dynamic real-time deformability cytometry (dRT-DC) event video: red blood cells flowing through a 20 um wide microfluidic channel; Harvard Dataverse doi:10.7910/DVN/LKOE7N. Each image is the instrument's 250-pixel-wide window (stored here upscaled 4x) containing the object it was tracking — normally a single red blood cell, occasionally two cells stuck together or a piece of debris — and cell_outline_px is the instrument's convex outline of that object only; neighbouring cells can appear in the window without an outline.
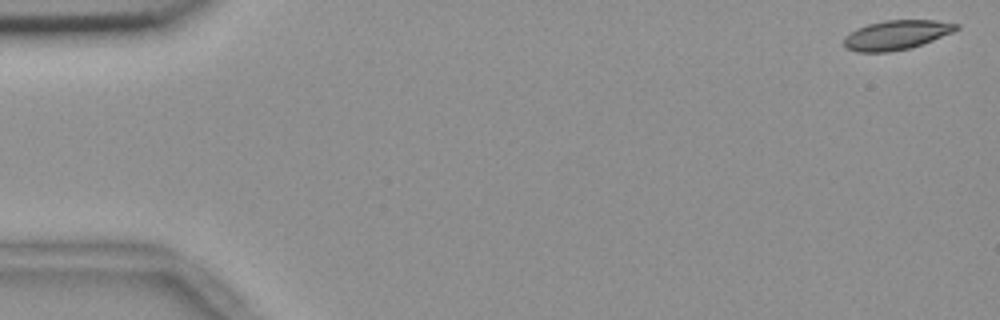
{"species": "common noctule bat (a hibernating species)", "species_latin": "Nyctalus noctula", "temperature_condition": "room temperature", "stored_images_in_passage": 9, "camera_frame_rate_fps": 3000, "um_per_image_px": 0.085, "animal": {"sex": "female", "body_mass_g": 18.4}, "frame": {"image": 1, "passage_image": 1, "time_ms": 0.0, "image_size_px": [1000, 320], "cell_outline_px": [[960, 28], [952, 32], [912, 48], [888, 52], [856, 52], [844, 48], [844, 36], [868, 24], [884, 20], [936, 20], [960, 24]], "centroid_in_image_um": [76.2, 2.98], "position_along_channel_um": 8.8, "area_um2": 19.25}}
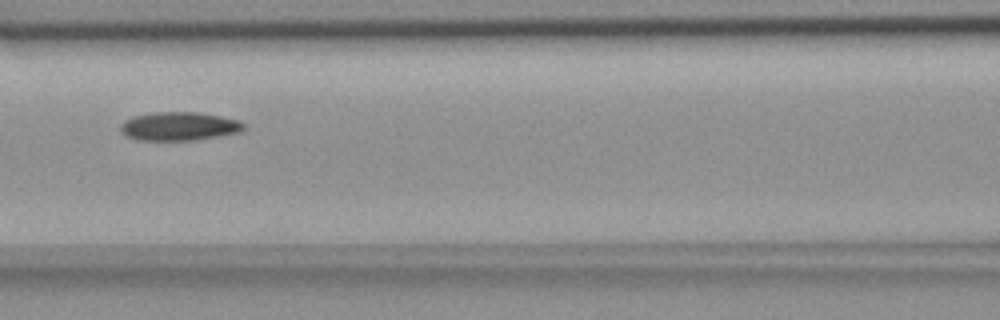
{"frame": {"image": 2, "passage_image": 7, "time_ms": 2.0, "image_size_px": [1000, 320], "cell_outline_px": [[244, 128], [240, 132], [192, 140], [136, 140], [124, 136], [120, 132], [120, 124], [124, 120], [132, 116], [156, 112], [200, 112], [240, 120], [244, 124]], "centroid_in_image_um": [15.17, 10.73], "position_along_channel_um": 151.4, "area_um2": 20.63}}
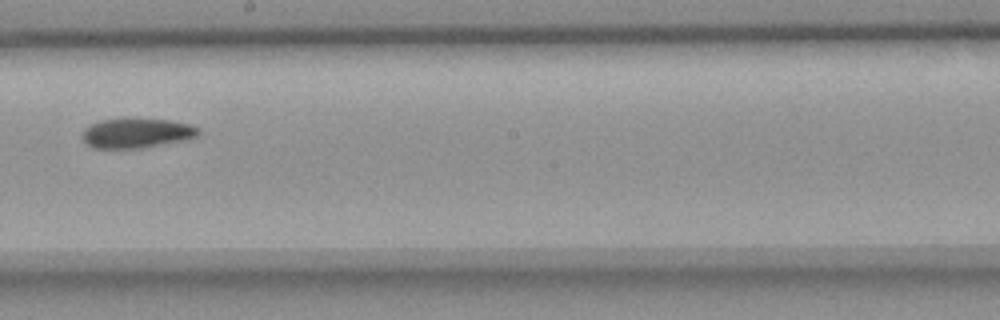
{"frame": {"image": 3, "passage_image": 9, "time_ms": 2.667, "image_size_px": [1000, 320], "cell_outline_px": [[200, 132], [196, 136], [184, 140], [144, 148], [92, 148], [84, 140], [84, 128], [88, 124], [100, 120], [120, 116], [132, 116], [168, 120], [188, 124], [200, 128]], "centroid_in_image_um": [11.59, 11.26], "position_along_channel_um": 236.6, "area_um2": 20.81}}